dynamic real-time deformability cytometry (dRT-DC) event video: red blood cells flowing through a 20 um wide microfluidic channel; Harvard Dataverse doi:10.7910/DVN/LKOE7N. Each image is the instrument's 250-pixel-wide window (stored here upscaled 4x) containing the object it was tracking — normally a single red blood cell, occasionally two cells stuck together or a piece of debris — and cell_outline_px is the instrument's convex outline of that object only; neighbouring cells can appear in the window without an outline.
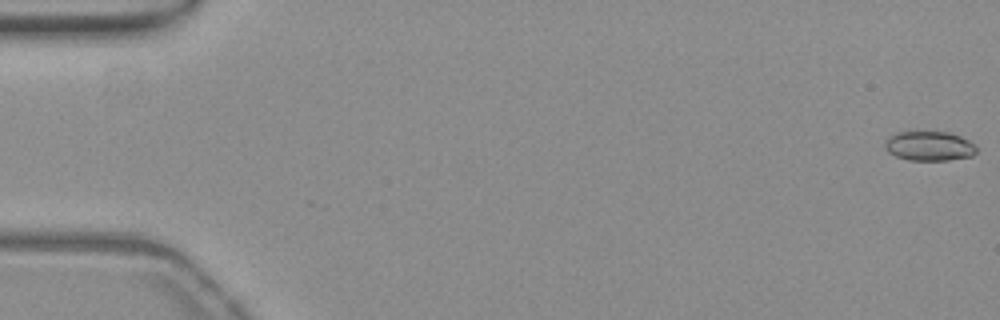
{"species": "common noctule bat (a hibernating species)", "species_latin": "Nyctalus noctula", "temperature_condition": "warm", "stored_images_in_passage": 49, "camera_frame_rate_fps": 3000, "um_per_image_px": 0.085, "animal": {"sex": "female", "body_mass_g": 19.3, "forearm_length_mm": 54.1}, "frame": {"image": 1, "passage_image": 1, "time_ms": 0.0, "image_size_px": [1000, 320], "cell_outline_px": [[976, 152], [972, 156], [948, 160], [908, 160], [896, 156], [888, 152], [884, 148], [884, 140], [900, 132], [948, 132], [960, 136], [976, 144]], "centroid_in_image_um": [78.99, 12.42], "position_along_channel_um": 6.0, "area_um2": 15.72}}
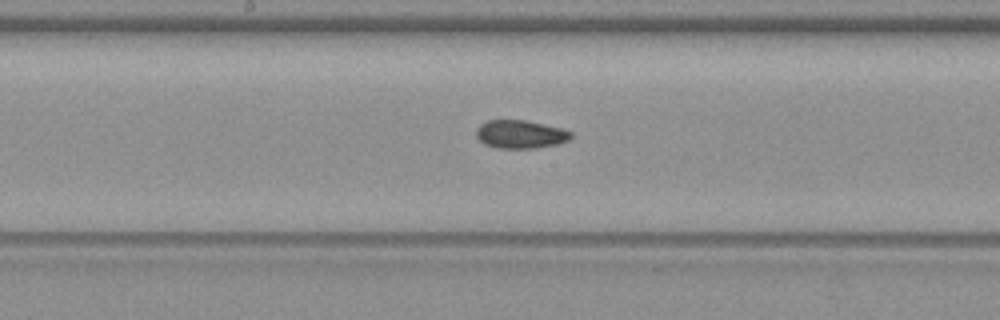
{"frame": {"image": 2, "passage_image": 29, "time_ms": 9.333, "image_size_px": [1000, 320], "cell_outline_px": [[572, 136], [568, 140], [556, 144], [536, 148], [496, 148], [484, 144], [476, 136], [476, 128], [480, 124], [488, 120], [524, 120], [560, 128], [572, 132]], "centroid_in_image_um": [44.2, 11.41], "position_along_channel_um": 204.0, "area_um2": 15.49}}
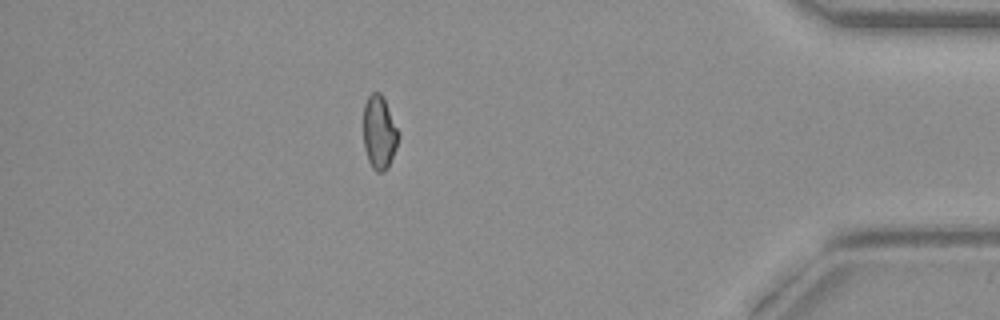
{"frame": {"image": 3, "passage_image": 48, "time_ms": 15.667, "image_size_px": [1000, 320], "cell_outline_px": [[400, 136], [396, 148], [388, 168], [384, 172], [376, 172], [372, 168], [368, 160], [364, 148], [364, 104], [368, 96], [372, 92], [380, 92], [400, 132]], "centroid_in_image_um": [32.25, 11.29], "position_along_channel_um": 403.0, "area_um2": 15.09}}